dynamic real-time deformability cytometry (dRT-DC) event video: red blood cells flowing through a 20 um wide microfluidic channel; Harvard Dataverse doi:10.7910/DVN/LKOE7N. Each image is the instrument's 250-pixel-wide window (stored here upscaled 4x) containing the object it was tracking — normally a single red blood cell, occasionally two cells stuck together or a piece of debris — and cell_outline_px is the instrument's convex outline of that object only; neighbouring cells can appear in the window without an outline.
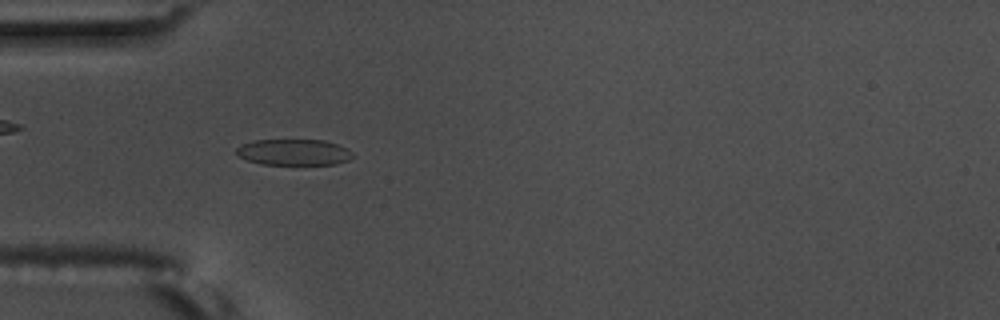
{"species": "common noctule bat (a hibernating species)", "species_latin": "Nyctalus noctula", "temperature_condition": "warm", "stored_images_in_passage": 57, "camera_frame_rate_fps": 3000, "um_per_image_px": 0.085, "animal": {"sex": "male", "body_mass_g": 17.5, "forearm_length_mm": 52.3}, "frame": {"image": 1, "passage_image": 17, "time_ms": 5.333, "image_size_px": [1000, 320], "cell_outline_px": [[352, 156], [348, 160], [336, 164], [260, 164], [248, 160], [240, 156], [236, 152], [236, 148], [240, 144], [256, 140], [324, 140], [348, 148], [352, 152]], "centroid_in_image_um": [24.97, 12.93], "position_along_channel_um": 60.0, "area_um2": 17.57}, "authors_computed_cell_mechanics": {"area_um2": 19.0162, "velocity_mm_per_s": 3.5634, "shape_relaxation_time_tau1_ms": 9.9017, "shape_relaxation_time_tau2_ms": 2.0182, "deformation_change_tau1": 0.1834, "deformation_change_tau2": 0.0592}}